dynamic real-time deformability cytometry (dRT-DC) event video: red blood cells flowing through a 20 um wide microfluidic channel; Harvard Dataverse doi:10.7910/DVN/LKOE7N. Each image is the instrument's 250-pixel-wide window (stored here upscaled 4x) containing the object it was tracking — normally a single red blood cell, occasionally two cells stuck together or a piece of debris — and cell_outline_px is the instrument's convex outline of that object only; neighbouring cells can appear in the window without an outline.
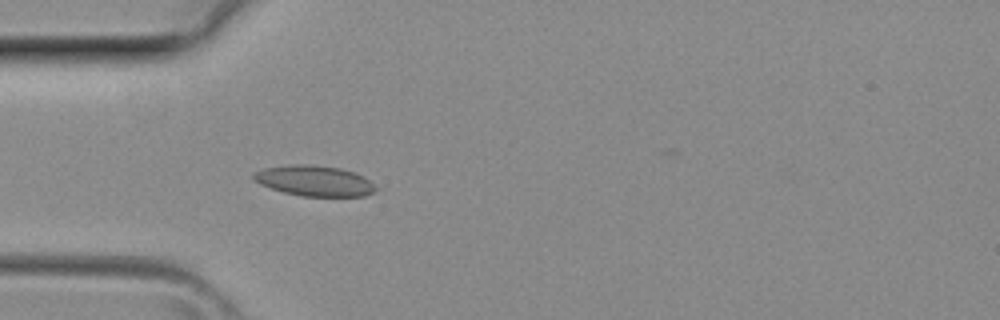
{"species": "common noctule bat (a hibernating species)", "species_latin": "Nyctalus noctula", "temperature_condition": "room temperature", "stored_images_in_passage": 27, "camera_frame_rate_fps": 3000, "um_per_image_px": 0.085, "animal": {"sex": "female", "body_mass_g": 29.2, "forearm_length_mm": 56.3}, "frame": {"image": 1, "passage_image": 7, "time_ms": 2.0, "image_size_px": [1000, 320], "cell_outline_px": [[376, 188], [372, 192], [364, 196], [300, 196], [284, 192], [260, 184], [252, 180], [252, 172], [264, 168], [292, 164], [308, 164], [340, 168], [364, 176]], "centroid_in_image_um": [26.66, 15.36], "position_along_channel_um": 58.3, "area_um2": 21.62}}
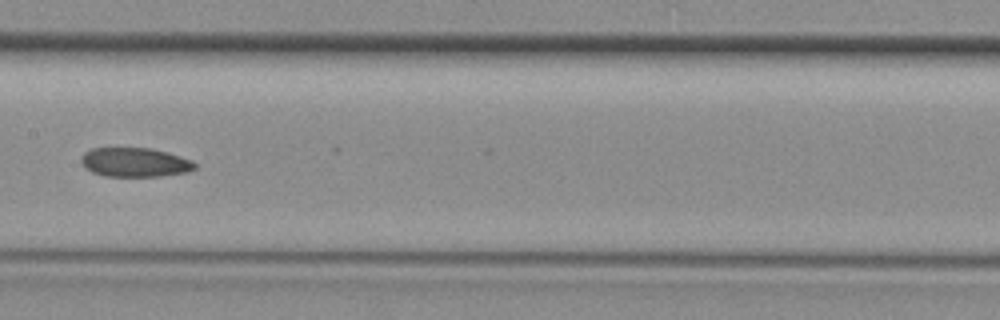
{"frame": {"image": 2, "passage_image": 15, "time_ms": 4.667, "image_size_px": [1000, 320], "cell_outline_px": [[196, 168], [188, 172], [160, 176], [108, 176], [92, 172], [84, 168], [80, 160], [84, 152], [92, 148], [152, 148], [168, 152], [192, 160], [196, 164]], "centroid_in_image_um": [11.47, 13.79], "position_along_channel_um": 195.9, "area_um2": 19.42}}
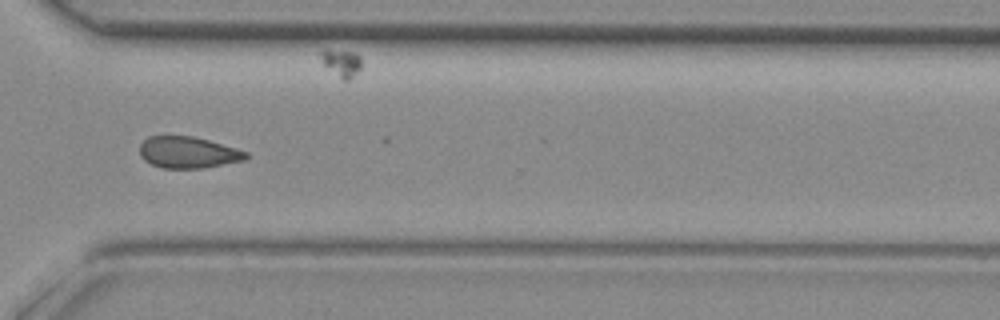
{"frame": {"image": 3, "passage_image": 24, "time_ms": 7.667, "image_size_px": [1000, 320], "cell_outline_px": [[248, 156], [244, 160], [200, 168], [160, 168], [144, 160], [140, 156], [140, 144], [148, 136], [192, 136], [208, 140], [236, 148], [248, 152]], "centroid_in_image_um": [15.95, 12.95], "position_along_channel_um": 354.6, "area_um2": 19.36}}